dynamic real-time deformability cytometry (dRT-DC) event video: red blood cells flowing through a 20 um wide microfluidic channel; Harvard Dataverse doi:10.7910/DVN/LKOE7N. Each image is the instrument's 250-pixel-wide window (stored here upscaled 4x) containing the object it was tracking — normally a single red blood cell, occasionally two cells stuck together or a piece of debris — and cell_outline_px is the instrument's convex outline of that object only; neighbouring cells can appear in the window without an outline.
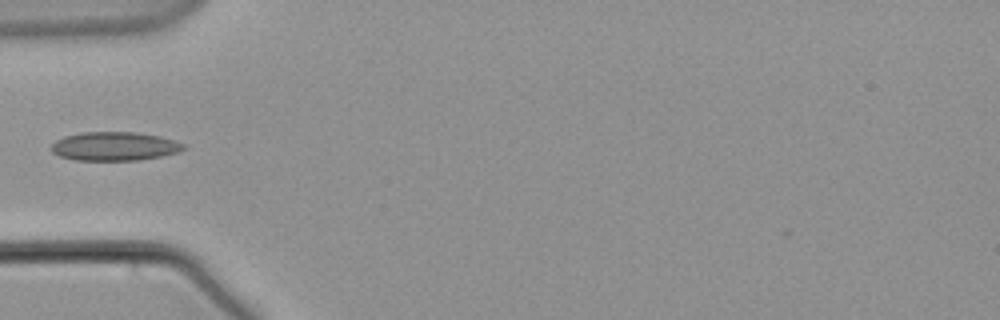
{"species": "common noctule bat (a hibernating species)", "species_latin": "Nyctalus noctula", "temperature_condition": "warm", "stored_images_in_passage": 22, "camera_frame_rate_fps": 3000, "um_per_image_px": 0.085, "animal": {"sex": "male", "body_mass_g": 21.5, "forearm_length_mm": 52.0}, "frame": {"image": 1, "passage_image": 1, "time_ms": 0.0, "image_size_px": [1000, 320], "cell_outline_px": [[188, 148], [180, 152], [140, 160], [76, 160], [60, 156], [52, 152], [48, 148], [56, 140], [64, 136], [80, 132], [136, 132], [160, 136], [184, 144]], "centroid_in_image_um": [9.72, 12.43], "position_along_channel_um": 75.3, "area_um2": 22.31}}